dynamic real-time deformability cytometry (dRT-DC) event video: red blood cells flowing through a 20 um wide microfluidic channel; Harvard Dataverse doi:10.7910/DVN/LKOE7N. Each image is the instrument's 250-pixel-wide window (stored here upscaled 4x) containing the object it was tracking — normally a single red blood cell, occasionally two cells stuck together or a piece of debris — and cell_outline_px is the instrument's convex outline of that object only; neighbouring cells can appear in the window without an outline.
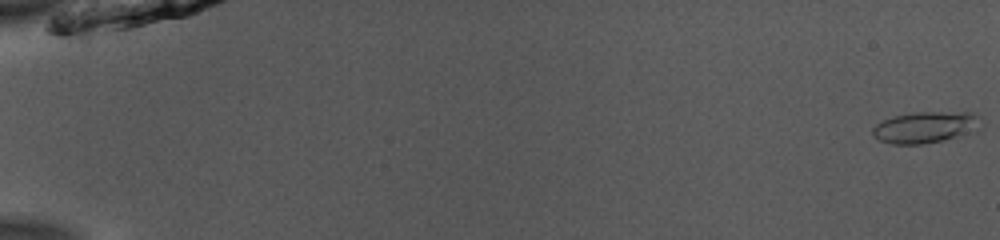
{"species": "common noctule bat (a hibernating species)", "species_latin": "Nyctalus noctula", "temperature_condition": "room temperature", "stored_images_in_passage": 53, "camera_frame_rate_fps": 3000, "um_per_image_px": 0.085, "animal": {"sex": "male", "body_mass_g": 13.0, "forearm_length_mm": 53.1}, "frame": {"image": 1, "passage_image": 1, "time_ms": 0.0, "image_size_px": [1000, 240], "cell_outline_px": [[984, 124], [976, 132], [924, 144], [892, 144], [880, 140], [872, 136], [872, 128], [876, 124], [892, 116], [916, 112], [972, 112], [980, 116]], "centroid_in_image_um": [78.73, 10.81], "position_along_channel_um": 6.3, "area_um2": 20.17}}
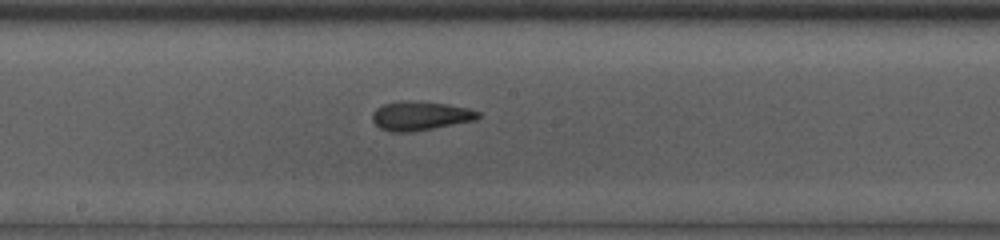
{"frame": {"image": 2, "passage_image": 30, "time_ms": 9.667, "image_size_px": [1000, 240], "cell_outline_px": [[480, 116], [472, 120], [412, 132], [388, 132], [380, 128], [372, 120], [372, 112], [376, 108], [384, 104], [400, 100], [408, 100], [448, 104], [468, 108], [480, 112]], "centroid_in_image_um": [35.66, 9.83], "position_along_channel_um": 212.5, "area_um2": 17.8}}
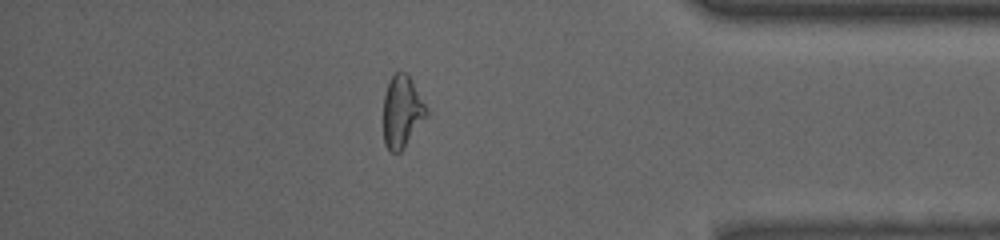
{"frame": {"image": 3, "passage_image": 46, "time_ms": 15.0, "image_size_px": [1000, 240], "cell_outline_px": [[428, 116], [404, 148], [400, 152], [388, 152], [384, 144], [384, 96], [388, 84], [392, 76], [396, 72], [408, 72], [428, 108]], "centroid_in_image_um": [34.2, 9.5], "position_along_channel_um": 401.0, "area_um2": 18.38}, "authors_computed_cell_mechanics": {"area_um2": 17.918, "velocity_mm_per_s": 3.9675, "shape_relaxation_time_tau1_ms": 5.145, "shape_relaxation_time_tau2_ms": 1.4691, "deformation_change_tau1": 0.1685, "deformation_change_tau2": 0.0791}}